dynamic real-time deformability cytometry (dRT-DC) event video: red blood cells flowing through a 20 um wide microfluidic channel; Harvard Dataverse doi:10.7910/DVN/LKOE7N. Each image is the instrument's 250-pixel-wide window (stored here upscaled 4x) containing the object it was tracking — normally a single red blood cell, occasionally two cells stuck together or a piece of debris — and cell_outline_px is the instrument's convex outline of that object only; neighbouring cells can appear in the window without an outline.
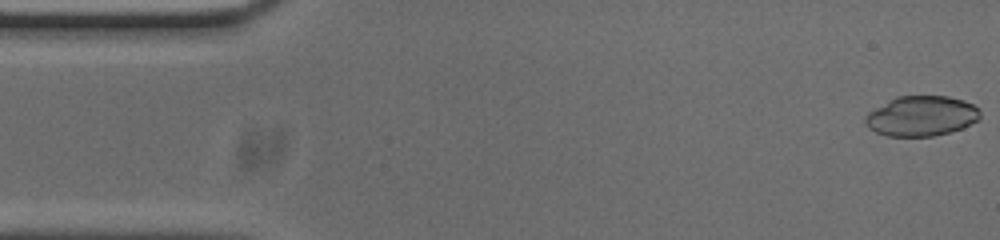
{"species": "common noctule bat (a hibernating species)", "species_latin": "Nyctalus noctula", "temperature_condition": "cold", "stored_images_in_passage": 53, "camera_frame_rate_fps": 3000, "um_per_image_px": 0.085, "animal": {"sex": "male", "body_mass_g": 20.0, "forearm_length_mm": 53.3}, "frame": {"image": 1, "passage_image": 1, "time_ms": 0.0, "image_size_px": [1000, 240], "cell_outline_px": [[980, 116], [976, 120], [964, 128], [932, 136], [888, 136], [876, 132], [868, 128], [864, 124], [864, 116], [868, 112], [896, 96], [948, 96], [964, 100], [972, 104], [980, 112]], "centroid_in_image_um": [78.28, 9.86], "position_along_channel_um": 6.7, "area_um2": 26.82}}
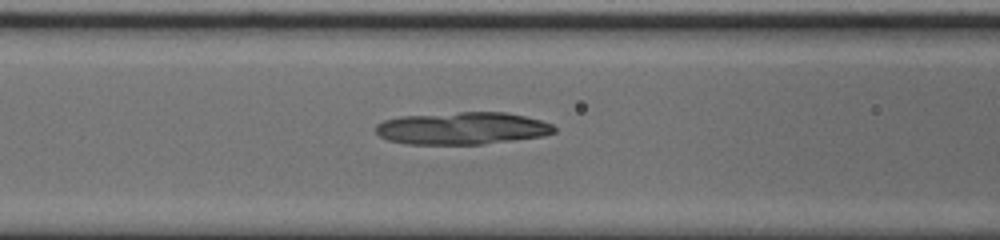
{"frame": {"image": 2, "passage_image": 20, "time_ms": 6.333, "image_size_px": [1000, 240], "cell_outline_px": [[556, 132], [544, 136], [484, 144], [404, 144], [388, 140], [380, 136], [376, 132], [376, 124], [384, 120], [400, 116], [460, 112], [508, 112], [540, 120], [552, 124], [556, 128]], "centroid_in_image_um": [39.3, 10.9], "position_along_channel_um": 127.3, "area_um2": 33.81}}